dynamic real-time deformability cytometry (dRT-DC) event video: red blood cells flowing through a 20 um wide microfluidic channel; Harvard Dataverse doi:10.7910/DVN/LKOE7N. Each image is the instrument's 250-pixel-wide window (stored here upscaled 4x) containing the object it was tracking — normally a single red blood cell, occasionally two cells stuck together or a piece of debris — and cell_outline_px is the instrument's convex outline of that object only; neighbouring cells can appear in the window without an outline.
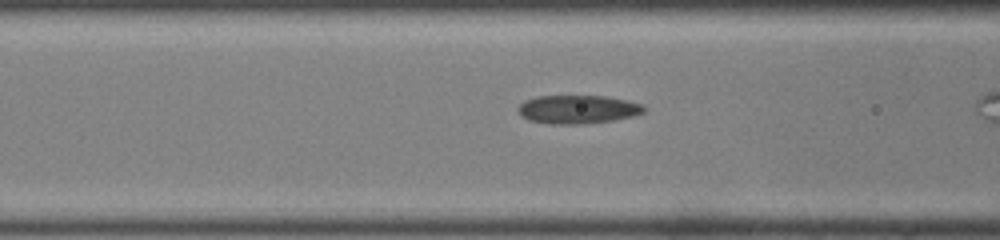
{"species": "common noctule bat (a hibernating species)", "species_latin": "Nyctalus noctula", "temperature_condition": "room temperature", "stored_images_in_passage": 28, "camera_frame_rate_fps": 3000, "um_per_image_px": 0.085, "animal": {"sex": "male", "body_mass_g": 19.0, "forearm_length_mm": 50.8}, "frame": {"image": 1, "passage_image": 9, "time_ms": 2.667, "image_size_px": [1000, 240], "cell_outline_px": [[644, 112], [632, 116], [612, 120], [584, 124], [548, 124], [528, 120], [520, 116], [516, 108], [524, 100], [536, 96], [608, 96], [640, 104], [644, 108]], "centroid_in_image_um": [49.02, 9.3], "position_along_channel_um": 117.6, "area_um2": 20.92}}
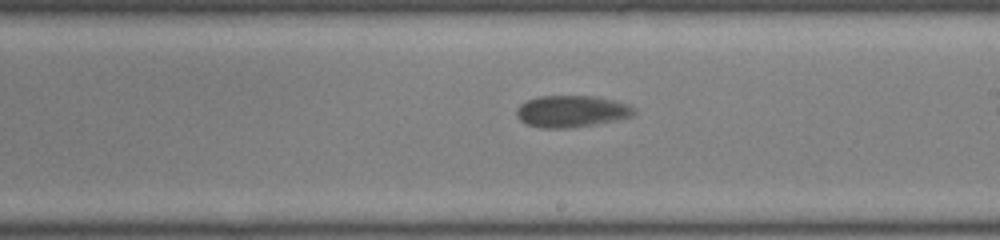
{"frame": {"image": 2, "passage_image": 18, "time_ms": 5.667, "image_size_px": [1000, 240], "cell_outline_px": [[636, 112], [632, 116], [592, 124], [568, 128], [544, 128], [528, 124], [520, 120], [516, 112], [520, 104], [528, 100], [540, 96], [596, 96], [628, 104], [636, 108]], "centroid_in_image_um": [48.59, 9.45], "position_along_channel_um": 240.4, "area_um2": 21.39}}
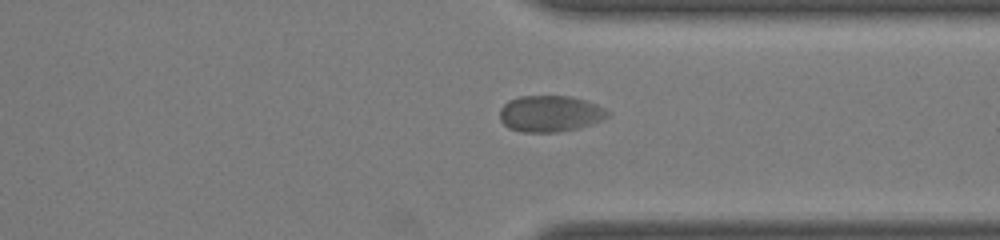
{"frame": {"image": 3, "passage_image": 27, "time_ms": 8.667, "image_size_px": [1000, 240], "cell_outline_px": [[608, 116], [592, 124], [580, 128], [560, 132], [524, 132], [508, 128], [500, 120], [500, 108], [508, 100], [520, 96], [572, 96], [596, 104], [604, 108], [608, 112]], "centroid_in_image_um": [46.74, 9.66], "position_along_channel_um": 364.7, "area_um2": 22.89}}